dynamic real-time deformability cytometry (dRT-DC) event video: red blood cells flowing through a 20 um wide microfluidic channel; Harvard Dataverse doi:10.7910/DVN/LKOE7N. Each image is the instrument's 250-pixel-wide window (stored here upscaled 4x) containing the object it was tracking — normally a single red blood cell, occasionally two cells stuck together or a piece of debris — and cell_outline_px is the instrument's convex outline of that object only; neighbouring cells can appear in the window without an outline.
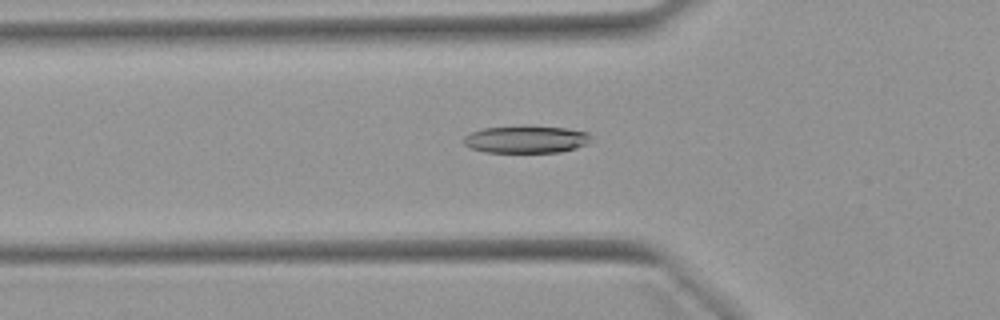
{"species": "Egyptian fruit bat (a non-hibernating species)", "species_latin": "Rousettus aegyptiacus", "temperature_condition": "warm", "stored_images_in_passage": 49, "camera_frame_rate_fps": 3000, "um_per_image_px": 0.085, "animal": {"sex": "female"}, "frame": {"image": 1, "passage_image": 15, "time_ms": 4.667, "image_size_px": [1000, 320], "cell_outline_px": [[588, 144], [576, 148], [560, 152], [484, 152], [472, 148], [464, 144], [464, 136], [472, 132], [484, 128], [568, 128], [588, 132]], "centroid_in_image_um": [44.72, 11.88], "position_along_channel_um": 81.1, "area_um2": 19.42}}
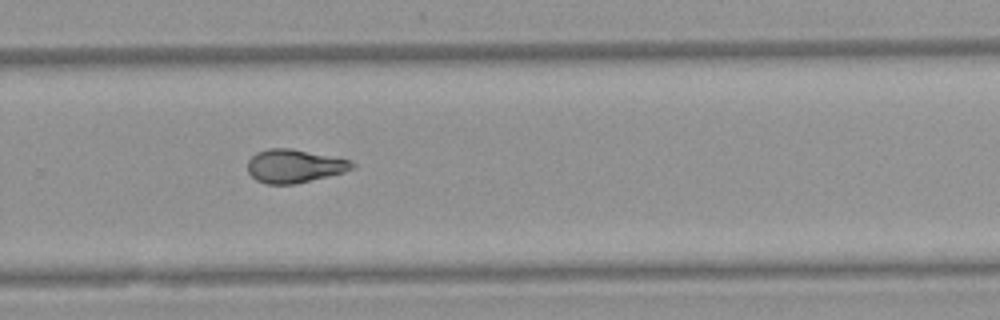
{"frame": {"image": 2, "passage_image": 32, "time_ms": 10.333, "image_size_px": [1000, 320], "cell_outline_px": [[356, 168], [344, 172], [296, 184], [264, 184], [256, 180], [248, 172], [248, 160], [256, 152], [268, 148], [292, 148], [348, 160], [356, 164]], "centroid_in_image_um": [25.0, 14.12], "position_along_channel_um": 304.8, "area_um2": 20.35}}
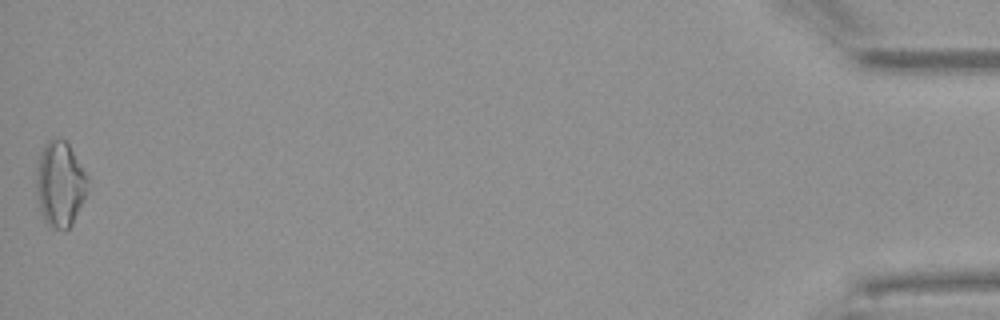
{"frame": {"image": 3, "passage_image": 49, "time_ms": 16.0, "image_size_px": [1000, 320], "cell_outline_px": [[88, 180], [84, 196], [72, 224], [68, 228], [56, 228], [48, 224], [44, 220], [40, 208], [36, 188], [36, 172], [40, 156], [48, 140], [52, 136], [64, 140], [68, 144], [88, 176]], "centroid_in_image_um": [5.09, 15.61], "position_along_channel_um": 430.1, "area_um2": 24.85}, "authors_computed_cell_mechanics": {"area_um2": 20.6924, "velocity_mm_per_s": 3.9519, "shape_relaxation_time_tau1_ms": 6.9795, "shape_relaxation_time_tau2_ms": 2.2708, "deformation_change_tau1": 0.2052, "deformation_change_tau2": 0.093}}